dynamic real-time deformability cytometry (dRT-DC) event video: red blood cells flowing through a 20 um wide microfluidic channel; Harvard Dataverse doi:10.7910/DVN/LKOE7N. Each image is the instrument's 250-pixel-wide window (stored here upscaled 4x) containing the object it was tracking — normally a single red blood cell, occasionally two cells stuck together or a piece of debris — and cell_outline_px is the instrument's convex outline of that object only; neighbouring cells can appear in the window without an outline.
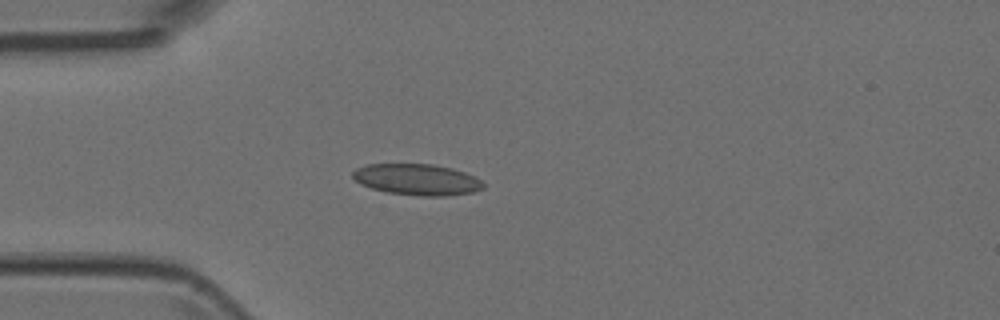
{"species": "Egyptian fruit bat (a non-hibernating species)", "species_latin": "Rousettus aegyptiacus", "temperature_condition": "room temperature", "stored_images_in_passage": 4, "camera_frame_rate_fps": 3000, "um_per_image_px": 0.085, "animal": {"sex": "female"}, "frame": {"image": 1, "passage_image": 4, "time_ms": 1.0, "image_size_px": [1000, 320], "cell_outline_px": [[484, 188], [472, 192], [444, 196], [420, 196], [388, 192], [372, 188], [360, 184], [352, 176], [352, 172], [356, 168], [368, 164], [432, 164], [452, 168], [476, 176], [484, 184]], "centroid_in_image_um": [35.45, 15.25], "position_along_channel_um": 49.5, "area_um2": 23.7}}